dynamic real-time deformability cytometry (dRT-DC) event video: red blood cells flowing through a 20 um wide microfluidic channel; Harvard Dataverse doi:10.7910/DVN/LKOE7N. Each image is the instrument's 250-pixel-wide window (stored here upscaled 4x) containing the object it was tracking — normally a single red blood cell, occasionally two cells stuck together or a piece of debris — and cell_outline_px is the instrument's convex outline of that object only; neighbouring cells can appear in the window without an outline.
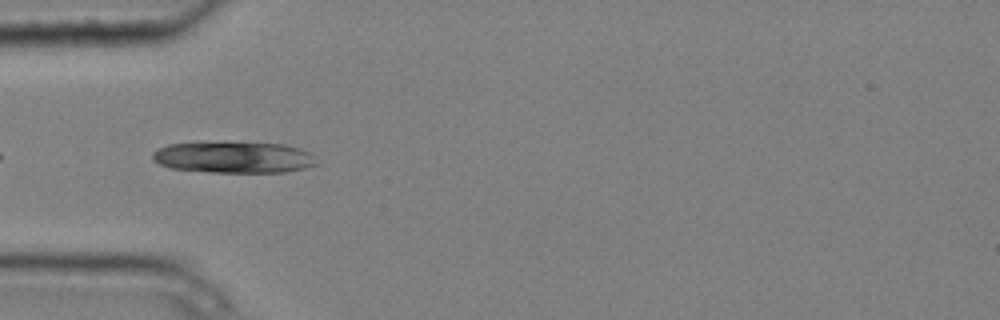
{"species": "common noctule bat (a hibernating species)", "species_latin": "Nyctalus noctula", "temperature_condition": "cold", "stored_images_in_passage": 5, "camera_frame_rate_fps": 3000, "um_per_image_px": 0.085, "animal": {"sex": "male", "body_mass_g": 20.4}, "frame": {"image": 1, "passage_image": 3, "time_ms": 0.667, "image_size_px": [1000, 320], "cell_outline_px": [[316, 164], [304, 168], [284, 172], [212, 172], [172, 168], [160, 164], [152, 160], [152, 152], [168, 144], [284, 144], [300, 148], [308, 152]], "centroid_in_image_um": [19.84, 13.4], "position_along_channel_um": 65.2, "area_um2": 28.84}}
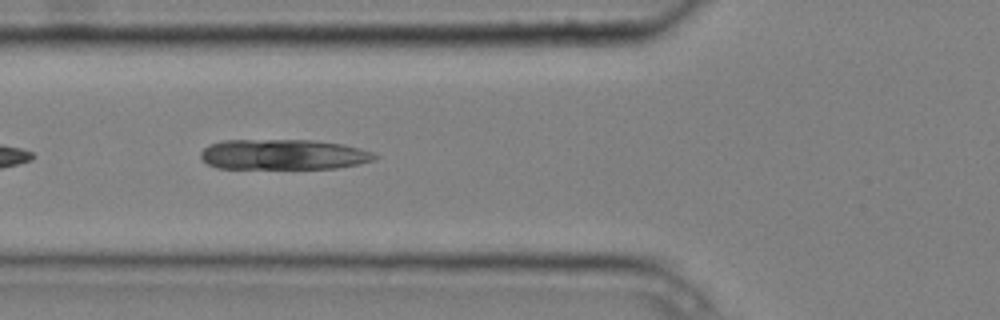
{"frame": {"image": 2, "passage_image": 4, "time_ms": 1.0, "image_size_px": [1000, 320], "cell_outline_px": [[380, 156], [376, 160], [336, 168], [216, 168], [208, 164], [200, 156], [200, 152], [208, 144], [224, 140], [312, 140], [344, 144], [360, 148], [372, 152]], "centroid_in_image_um": [24.09, 13.12], "position_along_channel_um": 101.7, "area_um2": 30.87}}
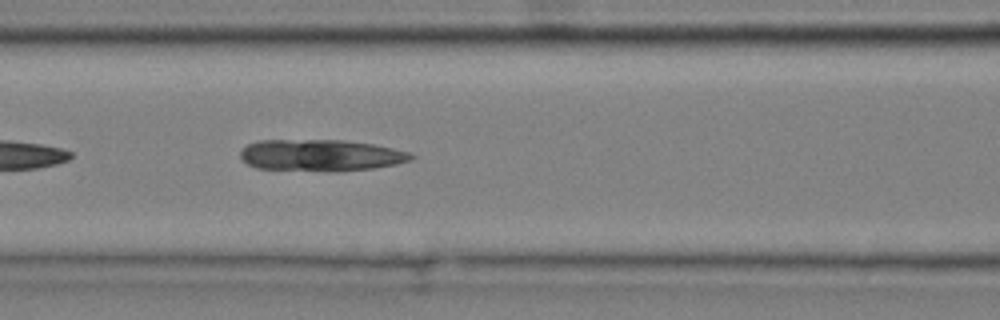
{"frame": {"image": 3, "passage_image": 5, "time_ms": 1.333, "image_size_px": [1000, 320], "cell_outline_px": [[416, 156], [412, 160], [396, 164], [372, 168], [336, 172], [332, 172], [256, 168], [248, 164], [240, 156], [240, 152], [248, 144], [256, 140], [344, 140], [372, 144], [392, 148], [408, 152]], "centroid_in_image_um": [27.26, 13.2], "position_along_channel_um": 139.3, "area_um2": 31.62}}